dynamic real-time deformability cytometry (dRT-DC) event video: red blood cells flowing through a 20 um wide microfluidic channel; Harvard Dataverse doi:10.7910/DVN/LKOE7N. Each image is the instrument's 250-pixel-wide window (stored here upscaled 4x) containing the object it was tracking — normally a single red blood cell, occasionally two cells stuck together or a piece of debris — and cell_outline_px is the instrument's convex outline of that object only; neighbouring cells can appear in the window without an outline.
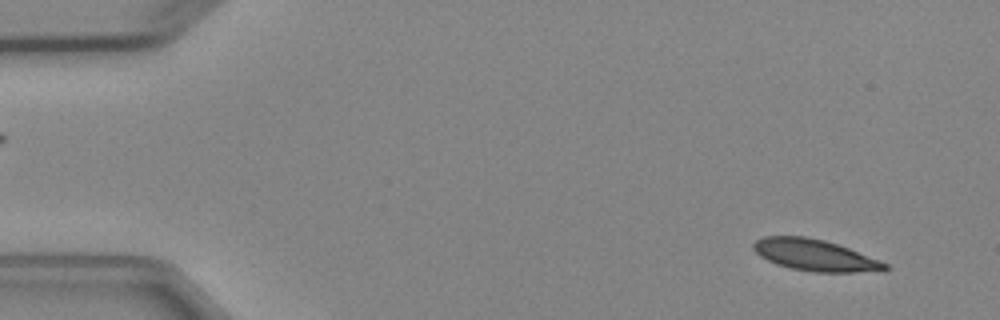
{"species": "Egyptian fruit bat (a non-hibernating species)", "species_latin": "Rousettus aegyptiacus", "temperature_condition": "cold", "stored_images_in_passage": 3, "segment_of_instrument_passage": [2, 2], "camera_frame_rate_fps": 3000, "um_per_image_px": 0.085, "animal": {"sex": "female"}, "frame": {"image": 1, "passage_image": 3, "time_ms": 2.333, "image_size_px": [1000, 320], "cell_outline_px": [[888, 268], [884, 272], [812, 272], [792, 268], [776, 264], [760, 256], [752, 248], [752, 244], [756, 240], [764, 236], [804, 236], [824, 240], [848, 248], [880, 260], [888, 264]], "centroid_in_image_um": [69.29, 21.7], "position_along_channel_um": 15.7, "area_um2": 24.16}}